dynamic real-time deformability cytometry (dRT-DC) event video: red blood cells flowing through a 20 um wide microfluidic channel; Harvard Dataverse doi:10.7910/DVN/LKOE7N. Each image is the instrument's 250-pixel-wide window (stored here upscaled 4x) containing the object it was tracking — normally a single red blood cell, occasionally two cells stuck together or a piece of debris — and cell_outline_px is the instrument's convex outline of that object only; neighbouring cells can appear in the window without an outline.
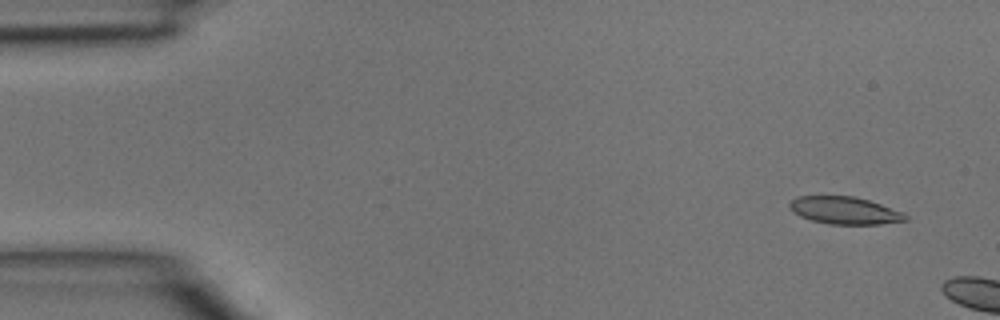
{"species": "common noctule bat (a hibernating species)", "species_latin": "Nyctalus noctula", "temperature_condition": "room temperature", "stored_images_in_passage": 5, "camera_frame_rate_fps": 3000, "um_per_image_px": 0.085, "animal": {"sex": "male", "body_mass_g": 15.6}, "frame": {"image": 1, "passage_image": 1, "time_ms": 0.0, "image_size_px": [1000, 320], "cell_outline_px": [[908, 220], [880, 224], [828, 224], [812, 220], [800, 216], [792, 212], [788, 208], [788, 204], [796, 196], [852, 196], [868, 200], [904, 212], [908, 216]], "centroid_in_image_um": [71.78, 17.89], "position_along_channel_um": 13.2, "area_um2": 18.55}}
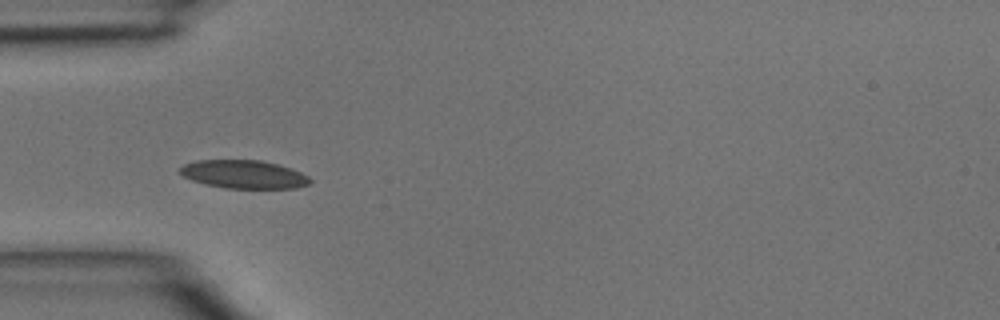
{"frame": {"image": 2, "passage_image": 5, "time_ms": 1.333, "image_size_px": [1000, 320], "cell_outline_px": [[312, 180], [308, 184], [296, 188], [224, 188], [204, 184], [192, 180], [184, 176], [180, 172], [180, 168], [184, 164], [196, 160], [260, 160], [276, 164], [300, 172], [308, 176]], "centroid_in_image_um": [20.7, 14.82], "position_along_channel_um": 64.3, "area_um2": 21.27}}